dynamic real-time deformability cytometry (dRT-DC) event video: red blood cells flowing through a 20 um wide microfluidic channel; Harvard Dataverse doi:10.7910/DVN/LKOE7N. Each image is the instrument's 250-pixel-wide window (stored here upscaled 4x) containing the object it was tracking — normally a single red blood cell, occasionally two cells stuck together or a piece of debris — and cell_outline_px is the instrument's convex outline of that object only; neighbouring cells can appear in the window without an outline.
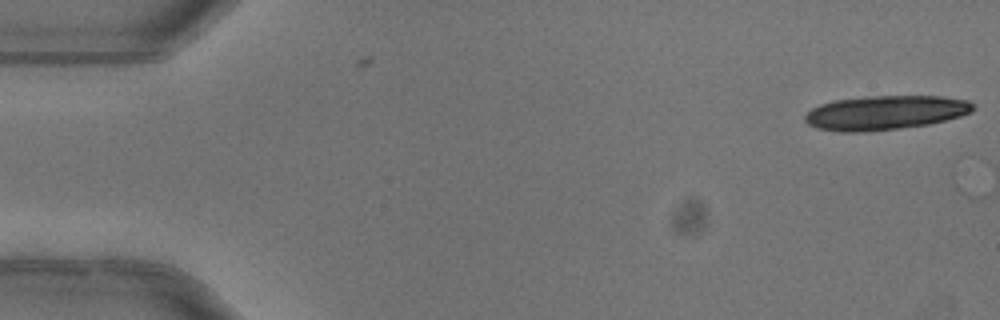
{"species": "common noctule bat (a hibernating species)", "species_latin": "Nyctalus noctula", "temperature_condition": "warm", "stored_images_in_passage": 5, "camera_frame_rate_fps": 3000, "um_per_image_px": 0.085, "animal": {"sex": "female"}, "frame": {"image": 1, "passage_image": 1, "time_ms": 0.0, "image_size_px": [1000, 320], "cell_outline_px": [[976, 108], [972, 112], [960, 116], [928, 124], [900, 128], [860, 132], [840, 132], [816, 128], [808, 124], [804, 120], [804, 116], [812, 108], [820, 104], [832, 100], [864, 96], [940, 96], [968, 100]], "centroid_in_image_um": [75.21, 9.57], "position_along_channel_um": 9.8, "area_um2": 33.64}}
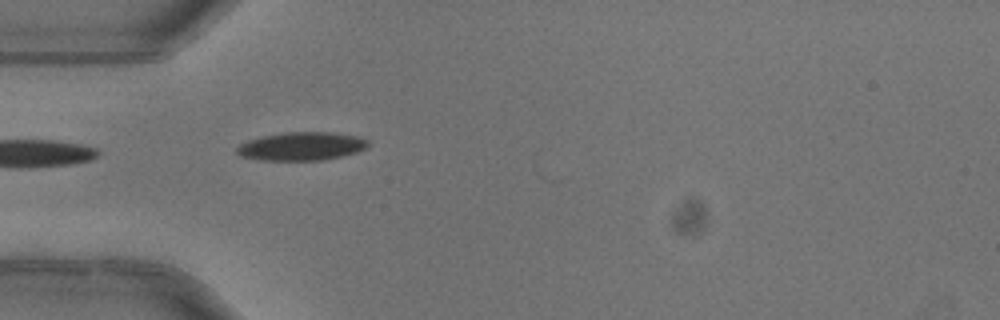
{"frame": {"image": 2, "passage_image": 5, "time_ms": 1.333, "image_size_px": [1000, 320], "cell_outline_px": [[368, 148], [356, 152], [324, 160], [260, 160], [240, 156], [236, 152], [236, 148], [240, 144], [248, 140], [260, 136], [284, 132], [332, 132], [360, 136], [368, 140]], "centroid_in_image_um": [25.63, 12.42], "position_along_channel_um": 59.4, "area_um2": 21.85}}